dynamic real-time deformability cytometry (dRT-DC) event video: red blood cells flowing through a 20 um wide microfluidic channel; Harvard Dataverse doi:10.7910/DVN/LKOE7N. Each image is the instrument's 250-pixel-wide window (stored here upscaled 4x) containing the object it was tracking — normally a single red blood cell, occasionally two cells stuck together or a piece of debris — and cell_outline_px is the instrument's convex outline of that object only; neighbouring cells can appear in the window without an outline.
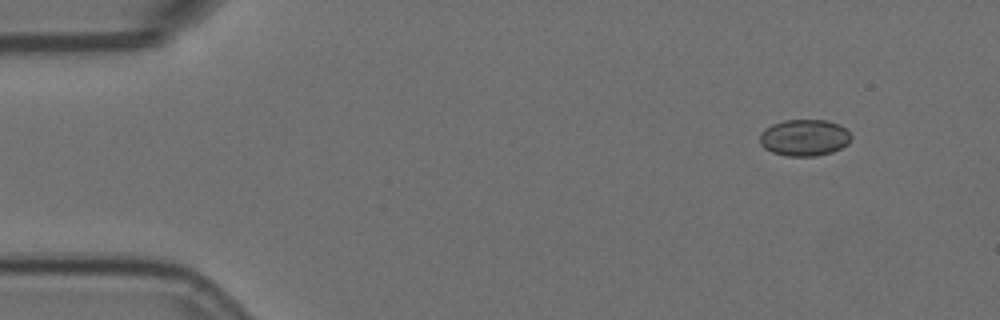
{"species": "Egyptian fruit bat (a non-hibernating species)", "species_latin": "Rousettus aegyptiacus", "temperature_condition": "room temperature", "stored_images_in_passage": 4, "camera_frame_rate_fps": 3000, "um_per_image_px": 0.085, "animal": {"sex": "female"}, "frame": {"image": 1, "passage_image": 1, "time_ms": 0.0, "image_size_px": [1000, 320], "cell_outline_px": [[852, 136], [848, 144], [832, 152], [816, 156], [788, 156], [772, 152], [764, 148], [760, 144], [760, 132], [764, 128], [772, 124], [784, 120], [824, 120], [840, 124]], "centroid_in_image_um": [68.35, 11.7], "position_along_channel_um": 16.6, "area_um2": 19.54}}
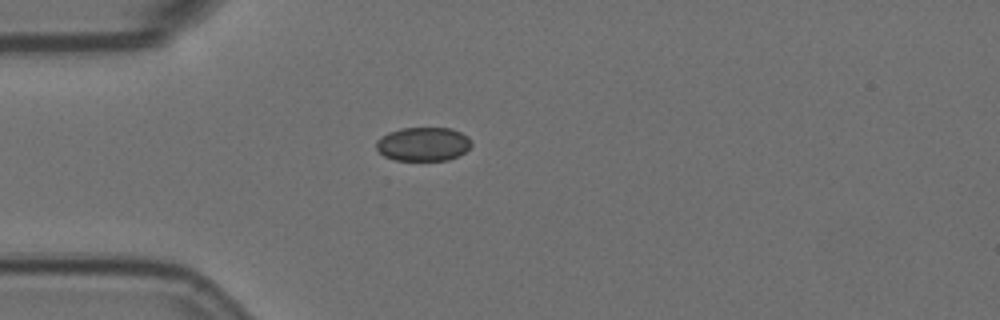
{"frame": {"image": 2, "passage_image": 4, "time_ms": 1.0, "image_size_px": [1000, 320], "cell_outline_px": [[472, 144], [464, 152], [448, 160], [396, 160], [384, 156], [376, 148], [376, 140], [380, 136], [388, 132], [400, 128], [452, 128], [468, 136], [472, 140]], "centroid_in_image_um": [35.96, 12.23], "position_along_channel_um": 49.0, "area_um2": 18.84}}